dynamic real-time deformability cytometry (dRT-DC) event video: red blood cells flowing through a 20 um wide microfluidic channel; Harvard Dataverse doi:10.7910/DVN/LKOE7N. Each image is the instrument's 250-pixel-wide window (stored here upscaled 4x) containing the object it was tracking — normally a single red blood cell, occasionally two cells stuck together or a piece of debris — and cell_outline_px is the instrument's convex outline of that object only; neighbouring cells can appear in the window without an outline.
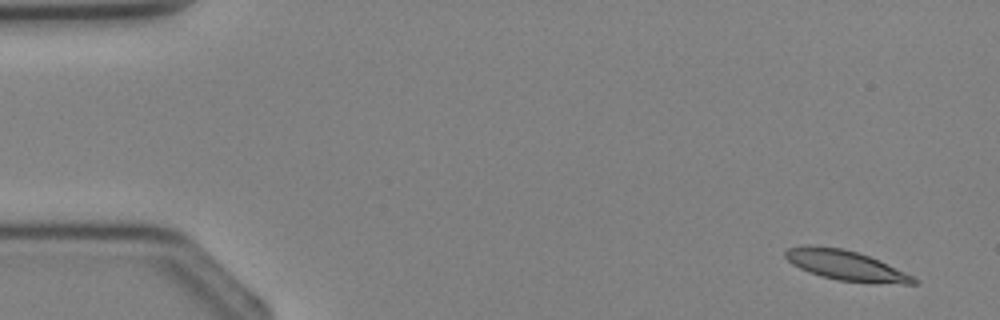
{"species": "Egyptian fruit bat (a non-hibernating species)", "species_latin": "Rousettus aegyptiacus", "temperature_condition": "cold", "stored_images_in_passage": 4, "camera_frame_rate_fps": 3000, "um_per_image_px": 0.085, "animal": {"sex": "female"}, "frame": {"image": 1, "passage_image": 1, "time_ms": 0.0, "image_size_px": [1000, 320], "cell_outline_px": [[920, 280], [916, 284], [904, 284], [840, 280], [820, 276], [800, 268], [792, 264], [784, 256], [784, 252], [788, 248], [840, 248], [856, 252], [880, 260]], "centroid_in_image_um": [71.96, 22.6], "position_along_channel_um": 13.0, "area_um2": 21.33}}